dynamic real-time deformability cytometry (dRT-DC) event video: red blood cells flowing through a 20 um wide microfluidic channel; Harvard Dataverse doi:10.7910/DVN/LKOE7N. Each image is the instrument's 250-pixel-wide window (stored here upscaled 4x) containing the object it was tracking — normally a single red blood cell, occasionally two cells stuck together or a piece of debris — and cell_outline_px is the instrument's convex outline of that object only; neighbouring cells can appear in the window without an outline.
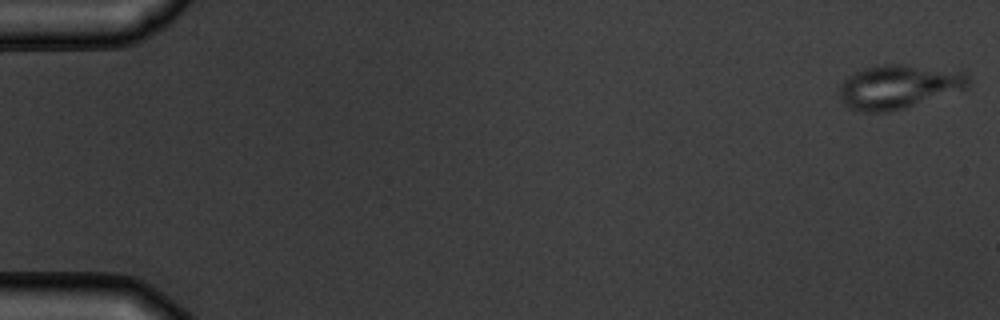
{"species": "common noctule bat (a hibernating species)", "species_latin": "Nyctalus noctula", "temperature_condition": "warm", "stored_images_in_passage": 10, "camera_frame_rate_fps": 3000, "um_per_image_px": 0.085, "animal": {"sex": "male", "body_mass_g": 19.5, "forearm_length_mm": 54.6}, "frame": {"image": 1, "passage_image": 1, "time_ms": 0.0, "image_size_px": [1000, 320], "cell_outline_px": [[968, 88], [904, 108], [888, 112], [856, 112], [848, 108], [844, 104], [840, 96], [840, 84], [848, 76], [860, 68], [884, 64], [904, 64], [964, 68], [968, 72]], "centroid_in_image_um": [76.44, 7.33], "position_along_channel_um": 8.6, "area_um2": 34.04}}